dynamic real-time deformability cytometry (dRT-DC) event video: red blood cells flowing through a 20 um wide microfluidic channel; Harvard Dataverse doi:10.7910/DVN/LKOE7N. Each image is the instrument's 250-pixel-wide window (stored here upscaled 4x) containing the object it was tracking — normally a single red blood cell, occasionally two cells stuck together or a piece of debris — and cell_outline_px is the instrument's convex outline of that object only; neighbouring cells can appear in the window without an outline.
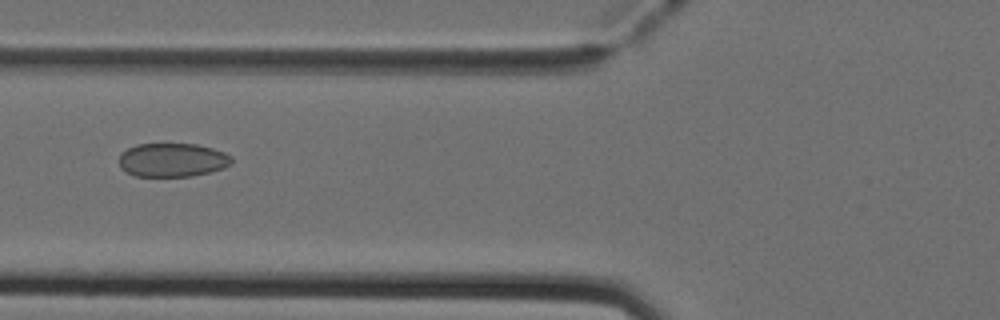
{"species": "Egyptian fruit bat (a non-hibernating species)", "species_latin": "Rousettus aegyptiacus", "temperature_condition": "cold", "stored_images_in_passage": 34, "camera_frame_rate_fps": 3000, "um_per_image_px": 0.085, "animal": {"sex": "female"}, "frame": {"image": 1, "passage_image": 20, "time_ms": 6.333, "image_size_px": [1000, 320], "cell_outline_px": [[232, 164], [224, 168], [192, 176], [136, 176], [120, 168], [120, 152], [136, 144], [196, 144], [212, 148], [224, 152], [232, 156]], "centroid_in_image_um": [14.66, 13.59], "position_along_channel_um": 111.1, "area_um2": 22.14}}
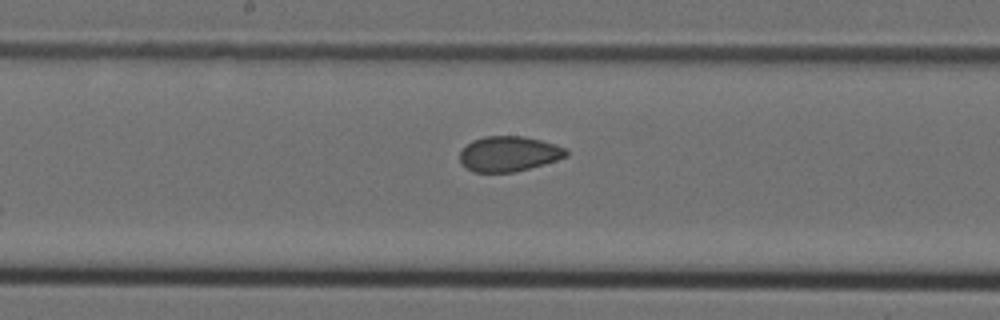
{"frame": {"image": 2, "passage_image": 27, "time_ms": 8.667, "image_size_px": [1000, 320], "cell_outline_px": [[568, 156], [544, 164], [512, 172], [472, 172], [460, 164], [460, 152], [472, 140], [484, 136], [524, 136], [540, 140], [564, 148], [568, 152]], "centroid_in_image_um": [43.21, 13.08], "position_along_channel_um": 205.0, "area_um2": 21.68}}
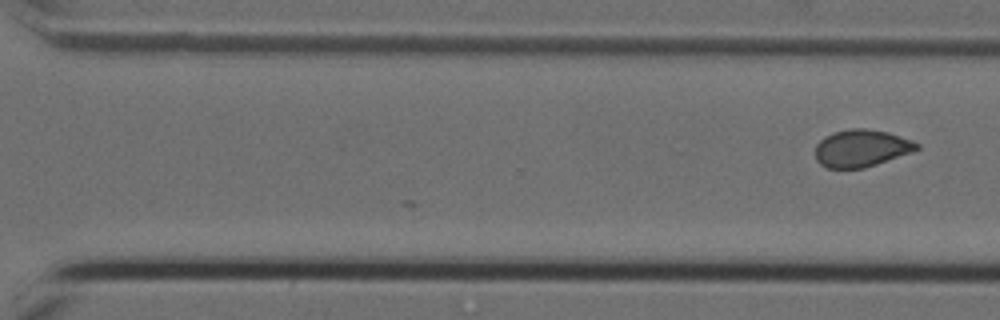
{"frame": {"image": 3, "passage_image": 34, "time_ms": 11.0, "image_size_px": [1000, 320], "cell_outline_px": [[920, 148], [912, 152], [864, 168], [828, 168], [820, 164], [816, 160], [816, 144], [824, 136], [832, 132], [848, 128], [864, 128], [888, 132], [912, 140], [920, 144]], "centroid_in_image_um": [73.21, 12.58], "position_along_channel_um": 297.4, "area_um2": 22.14}}